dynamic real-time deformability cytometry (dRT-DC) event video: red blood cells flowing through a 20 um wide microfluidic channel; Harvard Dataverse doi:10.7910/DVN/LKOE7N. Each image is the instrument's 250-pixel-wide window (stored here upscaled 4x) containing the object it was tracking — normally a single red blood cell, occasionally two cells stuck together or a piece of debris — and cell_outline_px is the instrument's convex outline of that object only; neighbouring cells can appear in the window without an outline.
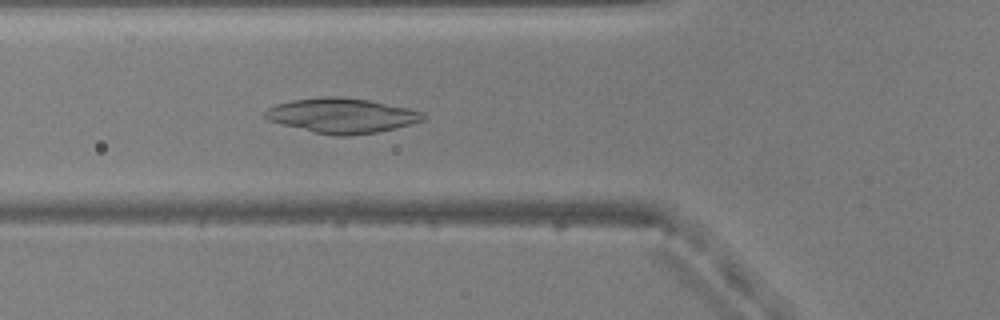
{"species": "common noctule bat (a hibernating species)", "species_latin": "Nyctalus noctula", "temperature_condition": "warm", "stored_images_in_passage": 52, "camera_frame_rate_fps": 3000, "um_per_image_px": 0.085, "animal": {"sex": "male", "body_mass_g": 20.5, "forearm_length_mm": 52.5}, "frame": {"image": 1, "passage_image": 19, "time_ms": 6.0, "image_size_px": [1000, 320], "cell_outline_px": [[428, 116], [424, 120], [412, 124], [396, 128], [376, 132], [348, 136], [336, 136], [312, 132], [268, 120], [264, 116], [264, 112], [268, 108], [276, 104], [292, 100], [320, 96], [336, 96], [368, 100], [408, 108], [424, 112]], "centroid_in_image_um": [29.07, 9.82], "position_along_channel_um": 96.7, "area_um2": 32.19}}
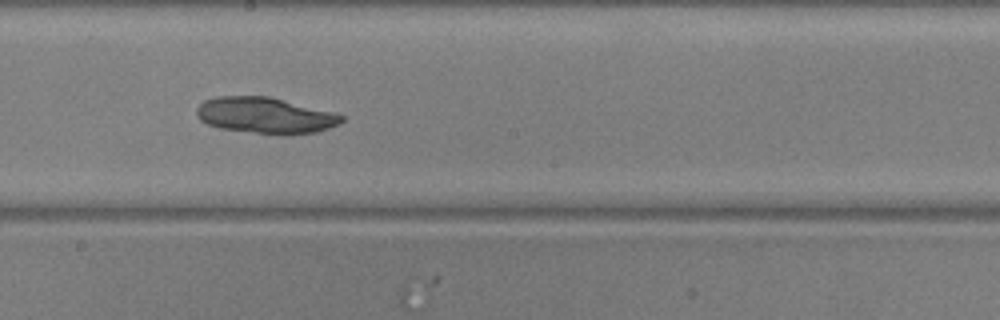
{"frame": {"image": 2, "passage_image": 29, "time_ms": 9.333, "image_size_px": [1000, 320], "cell_outline_px": [[344, 120], [340, 124], [316, 132], [280, 136], [220, 128], [208, 124], [200, 120], [196, 112], [196, 108], [204, 100], [216, 96], [268, 96], [332, 112], [344, 116]], "centroid_in_image_um": [22.54, 9.82], "position_along_channel_um": 225.7, "area_um2": 30.58}}
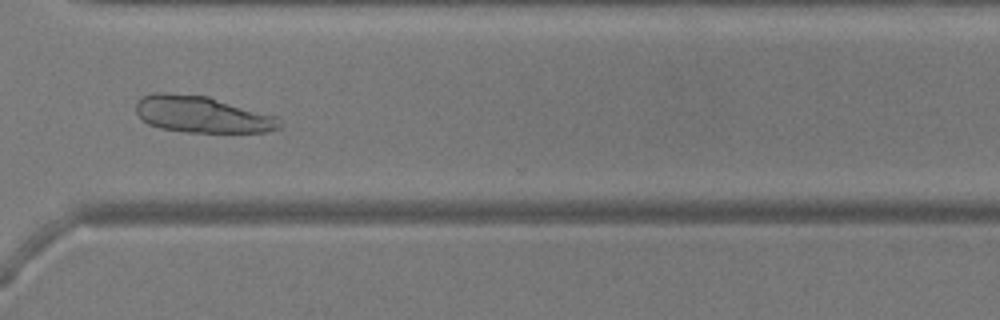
{"frame": {"image": 3, "passage_image": 39, "time_ms": 12.667, "image_size_px": [1000, 320], "cell_outline_px": [[284, 124], [280, 128], [268, 132], [188, 132], [160, 128], [148, 124], [140, 120], [136, 112], [136, 104], [144, 96], [152, 92], [168, 92], [208, 96], [280, 116], [284, 120]], "centroid_in_image_um": [17.25, 9.72], "position_along_channel_um": 353.4, "area_um2": 31.27}}